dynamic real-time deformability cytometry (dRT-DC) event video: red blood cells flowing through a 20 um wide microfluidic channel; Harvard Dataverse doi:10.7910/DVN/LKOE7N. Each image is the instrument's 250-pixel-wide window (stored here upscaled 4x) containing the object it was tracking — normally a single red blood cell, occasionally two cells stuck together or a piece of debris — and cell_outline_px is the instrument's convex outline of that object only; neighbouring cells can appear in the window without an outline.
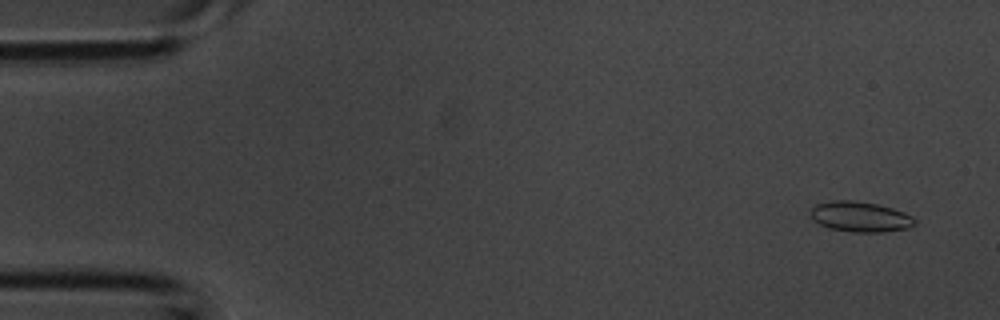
{"species": "common noctule bat (a hibernating species)", "species_latin": "Nyctalus noctula", "temperature_condition": "room temperature", "stored_images_in_passage": 5, "camera_frame_rate_fps": 3000, "um_per_image_px": 0.085, "animal": {"sex": "male", "body_mass_g": 20.1, "forearm_length_mm": 53.5}, "frame": {"image": 1, "passage_image": 1, "time_ms": 0.0, "image_size_px": [1000, 320], "cell_outline_px": [[916, 224], [908, 228], [884, 232], [852, 232], [828, 228], [820, 224], [808, 216], [812, 208], [816, 204], [832, 200], [852, 200], [876, 204], [892, 208], [904, 212], [912, 216], [916, 220]], "centroid_in_image_um": [73.11, 18.42], "position_along_channel_um": 11.9, "area_um2": 18.55}}
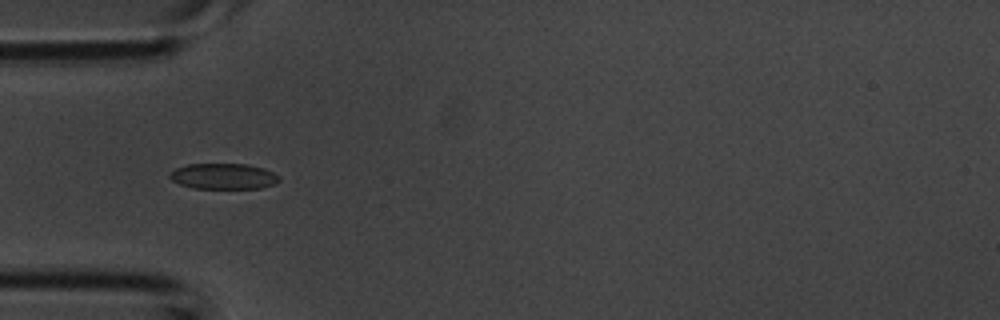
{"frame": {"image": 2, "passage_image": 4, "time_ms": 1.0, "image_size_px": [1000, 320], "cell_outline_px": [[280, 180], [272, 184], [260, 188], [192, 188], [180, 184], [172, 180], [168, 176], [168, 172], [176, 168], [188, 164], [248, 164], [264, 168], [280, 176]], "centroid_in_image_um": [18.97, 14.97], "position_along_channel_um": 66.0, "area_um2": 16.42}}
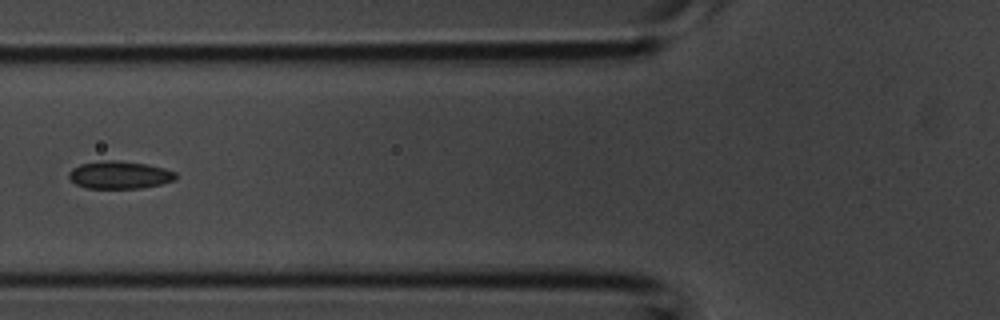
{"frame": {"image": 3, "passage_image": 5, "time_ms": 1.333, "image_size_px": [1000, 320], "cell_outline_px": [[176, 180], [160, 184], [140, 188], [88, 188], [76, 184], [68, 176], [68, 172], [72, 168], [80, 164], [104, 160], [112, 160], [148, 164], [164, 168], [176, 172]], "centroid_in_image_um": [10.17, 14.86], "position_along_channel_um": 115.6, "area_um2": 17.17}}